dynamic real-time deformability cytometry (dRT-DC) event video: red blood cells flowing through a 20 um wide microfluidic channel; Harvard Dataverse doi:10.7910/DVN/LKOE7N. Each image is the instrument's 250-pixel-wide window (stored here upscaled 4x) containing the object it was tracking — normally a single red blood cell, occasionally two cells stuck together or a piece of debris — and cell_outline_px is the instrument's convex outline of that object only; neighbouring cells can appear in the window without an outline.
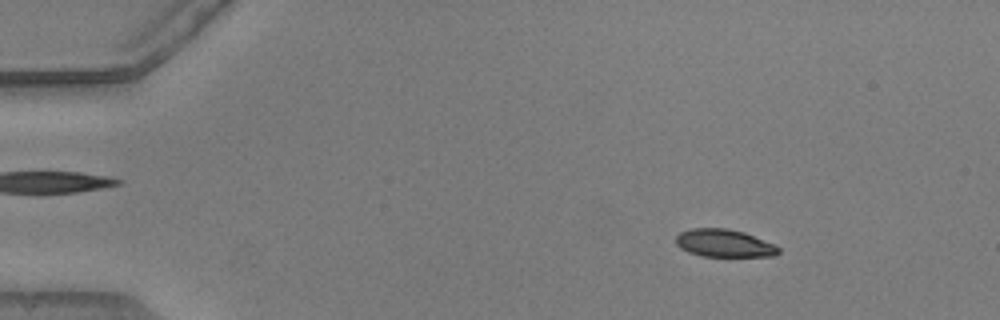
{"species": "common noctule bat (a hibernating species)", "species_latin": "Nyctalus noctula", "temperature_condition": "warm", "stored_images_in_passage": 53, "camera_frame_rate_fps": 3000, "um_per_image_px": 0.085, "animal": {"sex": "male", "body_mass_g": 20.5, "forearm_length_mm": 52.5}, "frame": {"image": 1, "passage_image": 8, "time_ms": 2.333, "image_size_px": [1000, 320], "cell_outline_px": [[780, 252], [776, 256], [704, 256], [688, 252], [680, 248], [676, 244], [676, 236], [680, 232], [692, 228], [728, 228], [744, 232], [772, 244], [780, 248]], "centroid_in_image_um": [61.53, 20.67], "position_along_channel_um": 23.5, "area_um2": 16.47}}
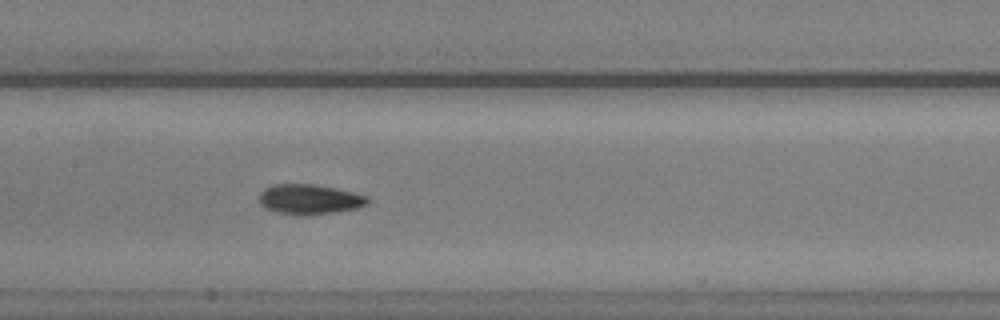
{"frame": {"image": 2, "passage_image": 27, "time_ms": 8.667, "image_size_px": [1000, 320], "cell_outline_px": [[368, 204], [356, 208], [336, 212], [304, 216], [276, 212], [264, 208], [260, 204], [260, 192], [264, 188], [272, 184], [312, 184], [352, 192], [368, 196]], "centroid_in_image_um": [26.27, 16.95], "position_along_channel_um": 181.1, "area_um2": 18.96}}
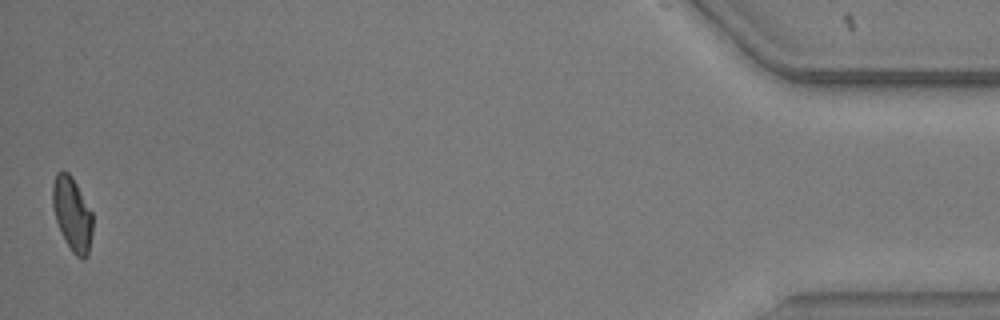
{"frame": {"image": 3, "passage_image": 53, "time_ms": 17.333, "image_size_px": [1000, 320], "cell_outline_px": [[92, 232], [88, 256], [76, 256], [72, 252], [56, 220], [52, 204], [52, 184], [56, 172], [68, 172], [72, 176], [92, 212]], "centroid_in_image_um": [6.13, 18.15], "position_along_channel_um": 429.1, "area_um2": 16.88}, "authors_computed_cell_mechanics": {"area_um2": 17.7446, "velocity_mm_per_s": 3.8729, "shape_relaxation_time_tau1_ms": 4.5883, "shape_relaxation_time_tau2_ms": 2.1296, "deformation_change_tau1": 0.1658, "deformation_change_tau2": 0.0879}}